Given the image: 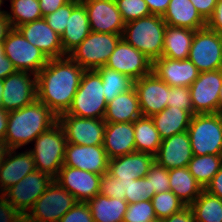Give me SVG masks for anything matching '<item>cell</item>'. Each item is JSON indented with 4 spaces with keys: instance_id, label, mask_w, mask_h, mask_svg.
<instances>
[{
    "instance_id": "cell-23",
    "label": "cell",
    "mask_w": 222,
    "mask_h": 222,
    "mask_svg": "<svg viewBox=\"0 0 222 222\" xmlns=\"http://www.w3.org/2000/svg\"><path fill=\"white\" fill-rule=\"evenodd\" d=\"M193 153L187 131L162 140L155 161L167 170L188 167Z\"/></svg>"
},
{
    "instance_id": "cell-28",
    "label": "cell",
    "mask_w": 222,
    "mask_h": 222,
    "mask_svg": "<svg viewBox=\"0 0 222 222\" xmlns=\"http://www.w3.org/2000/svg\"><path fill=\"white\" fill-rule=\"evenodd\" d=\"M138 95L133 87L107 103L105 122L127 123L142 117Z\"/></svg>"
},
{
    "instance_id": "cell-12",
    "label": "cell",
    "mask_w": 222,
    "mask_h": 222,
    "mask_svg": "<svg viewBox=\"0 0 222 222\" xmlns=\"http://www.w3.org/2000/svg\"><path fill=\"white\" fill-rule=\"evenodd\" d=\"M67 143L94 146L103 145L106 122L104 119L84 118L64 113L58 116Z\"/></svg>"
},
{
    "instance_id": "cell-8",
    "label": "cell",
    "mask_w": 222,
    "mask_h": 222,
    "mask_svg": "<svg viewBox=\"0 0 222 222\" xmlns=\"http://www.w3.org/2000/svg\"><path fill=\"white\" fill-rule=\"evenodd\" d=\"M77 202L72 194L53 180L19 222H59Z\"/></svg>"
},
{
    "instance_id": "cell-31",
    "label": "cell",
    "mask_w": 222,
    "mask_h": 222,
    "mask_svg": "<svg viewBox=\"0 0 222 222\" xmlns=\"http://www.w3.org/2000/svg\"><path fill=\"white\" fill-rule=\"evenodd\" d=\"M162 140L187 131L192 115L183 109L171 106L151 117Z\"/></svg>"
},
{
    "instance_id": "cell-13",
    "label": "cell",
    "mask_w": 222,
    "mask_h": 222,
    "mask_svg": "<svg viewBox=\"0 0 222 222\" xmlns=\"http://www.w3.org/2000/svg\"><path fill=\"white\" fill-rule=\"evenodd\" d=\"M31 75H33V77H31ZM36 99L35 74H29L26 71H16L14 74L3 79L1 107L5 111L18 110L32 104Z\"/></svg>"
},
{
    "instance_id": "cell-47",
    "label": "cell",
    "mask_w": 222,
    "mask_h": 222,
    "mask_svg": "<svg viewBox=\"0 0 222 222\" xmlns=\"http://www.w3.org/2000/svg\"><path fill=\"white\" fill-rule=\"evenodd\" d=\"M206 26L222 34V0H218L215 10L208 19Z\"/></svg>"
},
{
    "instance_id": "cell-1",
    "label": "cell",
    "mask_w": 222,
    "mask_h": 222,
    "mask_svg": "<svg viewBox=\"0 0 222 222\" xmlns=\"http://www.w3.org/2000/svg\"><path fill=\"white\" fill-rule=\"evenodd\" d=\"M84 71L68 55L49 59L36 75L37 100L47 105L57 116L66 113Z\"/></svg>"
},
{
    "instance_id": "cell-35",
    "label": "cell",
    "mask_w": 222,
    "mask_h": 222,
    "mask_svg": "<svg viewBox=\"0 0 222 222\" xmlns=\"http://www.w3.org/2000/svg\"><path fill=\"white\" fill-rule=\"evenodd\" d=\"M189 207L196 222H222V199L206 190Z\"/></svg>"
},
{
    "instance_id": "cell-34",
    "label": "cell",
    "mask_w": 222,
    "mask_h": 222,
    "mask_svg": "<svg viewBox=\"0 0 222 222\" xmlns=\"http://www.w3.org/2000/svg\"><path fill=\"white\" fill-rule=\"evenodd\" d=\"M134 139L136 152L155 156L162 139L151 117L142 116L134 121Z\"/></svg>"
},
{
    "instance_id": "cell-2",
    "label": "cell",
    "mask_w": 222,
    "mask_h": 222,
    "mask_svg": "<svg viewBox=\"0 0 222 222\" xmlns=\"http://www.w3.org/2000/svg\"><path fill=\"white\" fill-rule=\"evenodd\" d=\"M58 122V116L37 99L30 105L10 111L4 142L9 149H18L34 141Z\"/></svg>"
},
{
    "instance_id": "cell-30",
    "label": "cell",
    "mask_w": 222,
    "mask_h": 222,
    "mask_svg": "<svg viewBox=\"0 0 222 222\" xmlns=\"http://www.w3.org/2000/svg\"><path fill=\"white\" fill-rule=\"evenodd\" d=\"M195 31L167 25L163 41L162 57L170 59H188Z\"/></svg>"
},
{
    "instance_id": "cell-52",
    "label": "cell",
    "mask_w": 222,
    "mask_h": 222,
    "mask_svg": "<svg viewBox=\"0 0 222 222\" xmlns=\"http://www.w3.org/2000/svg\"><path fill=\"white\" fill-rule=\"evenodd\" d=\"M17 70L14 68L12 62L5 54H0V79H5L7 76L14 74Z\"/></svg>"
},
{
    "instance_id": "cell-18",
    "label": "cell",
    "mask_w": 222,
    "mask_h": 222,
    "mask_svg": "<svg viewBox=\"0 0 222 222\" xmlns=\"http://www.w3.org/2000/svg\"><path fill=\"white\" fill-rule=\"evenodd\" d=\"M169 87L153 71L134 81L143 116L152 117L167 108Z\"/></svg>"
},
{
    "instance_id": "cell-22",
    "label": "cell",
    "mask_w": 222,
    "mask_h": 222,
    "mask_svg": "<svg viewBox=\"0 0 222 222\" xmlns=\"http://www.w3.org/2000/svg\"><path fill=\"white\" fill-rule=\"evenodd\" d=\"M152 71L170 87H189L199 76V70L189 59L161 57L153 62Z\"/></svg>"
},
{
    "instance_id": "cell-20",
    "label": "cell",
    "mask_w": 222,
    "mask_h": 222,
    "mask_svg": "<svg viewBox=\"0 0 222 222\" xmlns=\"http://www.w3.org/2000/svg\"><path fill=\"white\" fill-rule=\"evenodd\" d=\"M109 159L103 145L85 146L67 143L65 166L104 175L108 172Z\"/></svg>"
},
{
    "instance_id": "cell-41",
    "label": "cell",
    "mask_w": 222,
    "mask_h": 222,
    "mask_svg": "<svg viewBox=\"0 0 222 222\" xmlns=\"http://www.w3.org/2000/svg\"><path fill=\"white\" fill-rule=\"evenodd\" d=\"M151 200L129 203L123 222H149L156 219Z\"/></svg>"
},
{
    "instance_id": "cell-48",
    "label": "cell",
    "mask_w": 222,
    "mask_h": 222,
    "mask_svg": "<svg viewBox=\"0 0 222 222\" xmlns=\"http://www.w3.org/2000/svg\"><path fill=\"white\" fill-rule=\"evenodd\" d=\"M162 222H196L195 216L189 206L183 208L180 212L172 214L170 217L162 219Z\"/></svg>"
},
{
    "instance_id": "cell-39",
    "label": "cell",
    "mask_w": 222,
    "mask_h": 222,
    "mask_svg": "<svg viewBox=\"0 0 222 222\" xmlns=\"http://www.w3.org/2000/svg\"><path fill=\"white\" fill-rule=\"evenodd\" d=\"M151 202L155 215L160 220L170 217L186 207L171 190L155 194Z\"/></svg>"
},
{
    "instance_id": "cell-29",
    "label": "cell",
    "mask_w": 222,
    "mask_h": 222,
    "mask_svg": "<svg viewBox=\"0 0 222 222\" xmlns=\"http://www.w3.org/2000/svg\"><path fill=\"white\" fill-rule=\"evenodd\" d=\"M90 32L87 11L80 2L72 10L66 29L61 36L63 52L68 55L90 34Z\"/></svg>"
},
{
    "instance_id": "cell-49",
    "label": "cell",
    "mask_w": 222,
    "mask_h": 222,
    "mask_svg": "<svg viewBox=\"0 0 222 222\" xmlns=\"http://www.w3.org/2000/svg\"><path fill=\"white\" fill-rule=\"evenodd\" d=\"M204 190L222 199V166Z\"/></svg>"
},
{
    "instance_id": "cell-21",
    "label": "cell",
    "mask_w": 222,
    "mask_h": 222,
    "mask_svg": "<svg viewBox=\"0 0 222 222\" xmlns=\"http://www.w3.org/2000/svg\"><path fill=\"white\" fill-rule=\"evenodd\" d=\"M17 29L31 44L39 48L48 59L67 56L63 52L61 37L53 31L44 18L18 26Z\"/></svg>"
},
{
    "instance_id": "cell-53",
    "label": "cell",
    "mask_w": 222,
    "mask_h": 222,
    "mask_svg": "<svg viewBox=\"0 0 222 222\" xmlns=\"http://www.w3.org/2000/svg\"><path fill=\"white\" fill-rule=\"evenodd\" d=\"M11 28L12 27L5 12H0V42L5 41L7 33Z\"/></svg>"
},
{
    "instance_id": "cell-58",
    "label": "cell",
    "mask_w": 222,
    "mask_h": 222,
    "mask_svg": "<svg viewBox=\"0 0 222 222\" xmlns=\"http://www.w3.org/2000/svg\"><path fill=\"white\" fill-rule=\"evenodd\" d=\"M0 54H5L3 42H0Z\"/></svg>"
},
{
    "instance_id": "cell-11",
    "label": "cell",
    "mask_w": 222,
    "mask_h": 222,
    "mask_svg": "<svg viewBox=\"0 0 222 222\" xmlns=\"http://www.w3.org/2000/svg\"><path fill=\"white\" fill-rule=\"evenodd\" d=\"M188 59L200 73L222 69V34L207 26L196 30Z\"/></svg>"
},
{
    "instance_id": "cell-43",
    "label": "cell",
    "mask_w": 222,
    "mask_h": 222,
    "mask_svg": "<svg viewBox=\"0 0 222 222\" xmlns=\"http://www.w3.org/2000/svg\"><path fill=\"white\" fill-rule=\"evenodd\" d=\"M146 177L150 180L151 192L158 194L170 190L168 170L156 161L150 166Z\"/></svg>"
},
{
    "instance_id": "cell-16",
    "label": "cell",
    "mask_w": 222,
    "mask_h": 222,
    "mask_svg": "<svg viewBox=\"0 0 222 222\" xmlns=\"http://www.w3.org/2000/svg\"><path fill=\"white\" fill-rule=\"evenodd\" d=\"M99 194L125 199L129 204L151 200L156 192H151L150 180L147 177L120 180L107 172L101 177Z\"/></svg>"
},
{
    "instance_id": "cell-4",
    "label": "cell",
    "mask_w": 222,
    "mask_h": 222,
    "mask_svg": "<svg viewBox=\"0 0 222 222\" xmlns=\"http://www.w3.org/2000/svg\"><path fill=\"white\" fill-rule=\"evenodd\" d=\"M167 24L160 15H148L125 23L122 39L152 62L162 57Z\"/></svg>"
},
{
    "instance_id": "cell-27",
    "label": "cell",
    "mask_w": 222,
    "mask_h": 222,
    "mask_svg": "<svg viewBox=\"0 0 222 222\" xmlns=\"http://www.w3.org/2000/svg\"><path fill=\"white\" fill-rule=\"evenodd\" d=\"M162 17L167 25L189 28L194 31L206 27L207 24L191 0H170Z\"/></svg>"
},
{
    "instance_id": "cell-40",
    "label": "cell",
    "mask_w": 222,
    "mask_h": 222,
    "mask_svg": "<svg viewBox=\"0 0 222 222\" xmlns=\"http://www.w3.org/2000/svg\"><path fill=\"white\" fill-rule=\"evenodd\" d=\"M79 3V0H69L55 12L50 13L43 18L46 20L48 26L61 37L66 29L67 22L72 10Z\"/></svg>"
},
{
    "instance_id": "cell-33",
    "label": "cell",
    "mask_w": 222,
    "mask_h": 222,
    "mask_svg": "<svg viewBox=\"0 0 222 222\" xmlns=\"http://www.w3.org/2000/svg\"><path fill=\"white\" fill-rule=\"evenodd\" d=\"M94 222H123L128 203L125 199L97 194L86 202Z\"/></svg>"
},
{
    "instance_id": "cell-7",
    "label": "cell",
    "mask_w": 222,
    "mask_h": 222,
    "mask_svg": "<svg viewBox=\"0 0 222 222\" xmlns=\"http://www.w3.org/2000/svg\"><path fill=\"white\" fill-rule=\"evenodd\" d=\"M193 155H222V116L194 114L187 129Z\"/></svg>"
},
{
    "instance_id": "cell-26",
    "label": "cell",
    "mask_w": 222,
    "mask_h": 222,
    "mask_svg": "<svg viewBox=\"0 0 222 222\" xmlns=\"http://www.w3.org/2000/svg\"><path fill=\"white\" fill-rule=\"evenodd\" d=\"M155 156L149 153L134 152L109 160L108 173L120 180L146 177Z\"/></svg>"
},
{
    "instance_id": "cell-37",
    "label": "cell",
    "mask_w": 222,
    "mask_h": 222,
    "mask_svg": "<svg viewBox=\"0 0 222 222\" xmlns=\"http://www.w3.org/2000/svg\"><path fill=\"white\" fill-rule=\"evenodd\" d=\"M95 71L101 76L106 103L134 87V80L116 70L103 66Z\"/></svg>"
},
{
    "instance_id": "cell-24",
    "label": "cell",
    "mask_w": 222,
    "mask_h": 222,
    "mask_svg": "<svg viewBox=\"0 0 222 222\" xmlns=\"http://www.w3.org/2000/svg\"><path fill=\"white\" fill-rule=\"evenodd\" d=\"M16 153V149H9L0 165V194L36 170L30 151Z\"/></svg>"
},
{
    "instance_id": "cell-42",
    "label": "cell",
    "mask_w": 222,
    "mask_h": 222,
    "mask_svg": "<svg viewBox=\"0 0 222 222\" xmlns=\"http://www.w3.org/2000/svg\"><path fill=\"white\" fill-rule=\"evenodd\" d=\"M125 23L151 15L145 0H115Z\"/></svg>"
},
{
    "instance_id": "cell-55",
    "label": "cell",
    "mask_w": 222,
    "mask_h": 222,
    "mask_svg": "<svg viewBox=\"0 0 222 222\" xmlns=\"http://www.w3.org/2000/svg\"><path fill=\"white\" fill-rule=\"evenodd\" d=\"M8 150L9 148L6 143L4 141H0V165L2 164Z\"/></svg>"
},
{
    "instance_id": "cell-59",
    "label": "cell",
    "mask_w": 222,
    "mask_h": 222,
    "mask_svg": "<svg viewBox=\"0 0 222 222\" xmlns=\"http://www.w3.org/2000/svg\"><path fill=\"white\" fill-rule=\"evenodd\" d=\"M149 222H162V220L156 218V219L151 220V221H149Z\"/></svg>"
},
{
    "instance_id": "cell-15",
    "label": "cell",
    "mask_w": 222,
    "mask_h": 222,
    "mask_svg": "<svg viewBox=\"0 0 222 222\" xmlns=\"http://www.w3.org/2000/svg\"><path fill=\"white\" fill-rule=\"evenodd\" d=\"M153 62L124 39H120L105 67L138 80L152 72Z\"/></svg>"
},
{
    "instance_id": "cell-3",
    "label": "cell",
    "mask_w": 222,
    "mask_h": 222,
    "mask_svg": "<svg viewBox=\"0 0 222 222\" xmlns=\"http://www.w3.org/2000/svg\"><path fill=\"white\" fill-rule=\"evenodd\" d=\"M49 174L35 170L0 195V222H18L53 182Z\"/></svg>"
},
{
    "instance_id": "cell-57",
    "label": "cell",
    "mask_w": 222,
    "mask_h": 222,
    "mask_svg": "<svg viewBox=\"0 0 222 222\" xmlns=\"http://www.w3.org/2000/svg\"><path fill=\"white\" fill-rule=\"evenodd\" d=\"M2 93H3V80L0 79V106H1V100H2Z\"/></svg>"
},
{
    "instance_id": "cell-17",
    "label": "cell",
    "mask_w": 222,
    "mask_h": 222,
    "mask_svg": "<svg viewBox=\"0 0 222 222\" xmlns=\"http://www.w3.org/2000/svg\"><path fill=\"white\" fill-rule=\"evenodd\" d=\"M80 2L87 11L92 32L123 34L125 22L115 0H80Z\"/></svg>"
},
{
    "instance_id": "cell-19",
    "label": "cell",
    "mask_w": 222,
    "mask_h": 222,
    "mask_svg": "<svg viewBox=\"0 0 222 222\" xmlns=\"http://www.w3.org/2000/svg\"><path fill=\"white\" fill-rule=\"evenodd\" d=\"M101 177L93 172L63 165L54 180L78 202H87L99 194Z\"/></svg>"
},
{
    "instance_id": "cell-25",
    "label": "cell",
    "mask_w": 222,
    "mask_h": 222,
    "mask_svg": "<svg viewBox=\"0 0 222 222\" xmlns=\"http://www.w3.org/2000/svg\"><path fill=\"white\" fill-rule=\"evenodd\" d=\"M103 148L109 160L136 152L134 122H106Z\"/></svg>"
},
{
    "instance_id": "cell-38",
    "label": "cell",
    "mask_w": 222,
    "mask_h": 222,
    "mask_svg": "<svg viewBox=\"0 0 222 222\" xmlns=\"http://www.w3.org/2000/svg\"><path fill=\"white\" fill-rule=\"evenodd\" d=\"M11 12L6 11L12 28L43 18L39 0H11Z\"/></svg>"
},
{
    "instance_id": "cell-45",
    "label": "cell",
    "mask_w": 222,
    "mask_h": 222,
    "mask_svg": "<svg viewBox=\"0 0 222 222\" xmlns=\"http://www.w3.org/2000/svg\"><path fill=\"white\" fill-rule=\"evenodd\" d=\"M59 222H94L86 202H77Z\"/></svg>"
},
{
    "instance_id": "cell-51",
    "label": "cell",
    "mask_w": 222,
    "mask_h": 222,
    "mask_svg": "<svg viewBox=\"0 0 222 222\" xmlns=\"http://www.w3.org/2000/svg\"><path fill=\"white\" fill-rule=\"evenodd\" d=\"M148 8L150 10V13L153 15H160L163 16V14L166 12L170 0H145Z\"/></svg>"
},
{
    "instance_id": "cell-32",
    "label": "cell",
    "mask_w": 222,
    "mask_h": 222,
    "mask_svg": "<svg viewBox=\"0 0 222 222\" xmlns=\"http://www.w3.org/2000/svg\"><path fill=\"white\" fill-rule=\"evenodd\" d=\"M170 190L186 205L190 206L204 190L190 173L188 167L168 170Z\"/></svg>"
},
{
    "instance_id": "cell-46",
    "label": "cell",
    "mask_w": 222,
    "mask_h": 222,
    "mask_svg": "<svg viewBox=\"0 0 222 222\" xmlns=\"http://www.w3.org/2000/svg\"><path fill=\"white\" fill-rule=\"evenodd\" d=\"M199 14L206 20L212 16L218 0H191Z\"/></svg>"
},
{
    "instance_id": "cell-56",
    "label": "cell",
    "mask_w": 222,
    "mask_h": 222,
    "mask_svg": "<svg viewBox=\"0 0 222 222\" xmlns=\"http://www.w3.org/2000/svg\"><path fill=\"white\" fill-rule=\"evenodd\" d=\"M221 86H222V84H221ZM217 114L222 116V87H221V93L219 94V104H218V108H217Z\"/></svg>"
},
{
    "instance_id": "cell-54",
    "label": "cell",
    "mask_w": 222,
    "mask_h": 222,
    "mask_svg": "<svg viewBox=\"0 0 222 222\" xmlns=\"http://www.w3.org/2000/svg\"><path fill=\"white\" fill-rule=\"evenodd\" d=\"M8 116L9 112L0 106V141H4L6 135Z\"/></svg>"
},
{
    "instance_id": "cell-44",
    "label": "cell",
    "mask_w": 222,
    "mask_h": 222,
    "mask_svg": "<svg viewBox=\"0 0 222 222\" xmlns=\"http://www.w3.org/2000/svg\"><path fill=\"white\" fill-rule=\"evenodd\" d=\"M175 107L188 111L193 116V105L189 87H169V100L167 107Z\"/></svg>"
},
{
    "instance_id": "cell-10",
    "label": "cell",
    "mask_w": 222,
    "mask_h": 222,
    "mask_svg": "<svg viewBox=\"0 0 222 222\" xmlns=\"http://www.w3.org/2000/svg\"><path fill=\"white\" fill-rule=\"evenodd\" d=\"M3 45L6 57L17 71H26L37 75L49 61L44 53L29 43L17 28L9 30Z\"/></svg>"
},
{
    "instance_id": "cell-60",
    "label": "cell",
    "mask_w": 222,
    "mask_h": 222,
    "mask_svg": "<svg viewBox=\"0 0 222 222\" xmlns=\"http://www.w3.org/2000/svg\"><path fill=\"white\" fill-rule=\"evenodd\" d=\"M1 4H3V2L0 0V7H1ZM4 10H1L0 8V12H3Z\"/></svg>"
},
{
    "instance_id": "cell-5",
    "label": "cell",
    "mask_w": 222,
    "mask_h": 222,
    "mask_svg": "<svg viewBox=\"0 0 222 222\" xmlns=\"http://www.w3.org/2000/svg\"><path fill=\"white\" fill-rule=\"evenodd\" d=\"M35 147L29 150L34 157L36 170L55 178L63 167L67 140L57 122L40 134L35 140Z\"/></svg>"
},
{
    "instance_id": "cell-9",
    "label": "cell",
    "mask_w": 222,
    "mask_h": 222,
    "mask_svg": "<svg viewBox=\"0 0 222 222\" xmlns=\"http://www.w3.org/2000/svg\"><path fill=\"white\" fill-rule=\"evenodd\" d=\"M122 38L120 34H90L68 56L85 70H96L106 65L115 46Z\"/></svg>"
},
{
    "instance_id": "cell-6",
    "label": "cell",
    "mask_w": 222,
    "mask_h": 222,
    "mask_svg": "<svg viewBox=\"0 0 222 222\" xmlns=\"http://www.w3.org/2000/svg\"><path fill=\"white\" fill-rule=\"evenodd\" d=\"M103 92L101 76L95 70H85L66 113L84 118L104 119L107 103Z\"/></svg>"
},
{
    "instance_id": "cell-50",
    "label": "cell",
    "mask_w": 222,
    "mask_h": 222,
    "mask_svg": "<svg viewBox=\"0 0 222 222\" xmlns=\"http://www.w3.org/2000/svg\"><path fill=\"white\" fill-rule=\"evenodd\" d=\"M69 0H39L42 16L55 12Z\"/></svg>"
},
{
    "instance_id": "cell-14",
    "label": "cell",
    "mask_w": 222,
    "mask_h": 222,
    "mask_svg": "<svg viewBox=\"0 0 222 222\" xmlns=\"http://www.w3.org/2000/svg\"><path fill=\"white\" fill-rule=\"evenodd\" d=\"M222 69L199 73L189 86L194 114L217 113L221 93Z\"/></svg>"
},
{
    "instance_id": "cell-36",
    "label": "cell",
    "mask_w": 222,
    "mask_h": 222,
    "mask_svg": "<svg viewBox=\"0 0 222 222\" xmlns=\"http://www.w3.org/2000/svg\"><path fill=\"white\" fill-rule=\"evenodd\" d=\"M222 166V155H193L188 169L203 189L211 182Z\"/></svg>"
}]
</instances>
